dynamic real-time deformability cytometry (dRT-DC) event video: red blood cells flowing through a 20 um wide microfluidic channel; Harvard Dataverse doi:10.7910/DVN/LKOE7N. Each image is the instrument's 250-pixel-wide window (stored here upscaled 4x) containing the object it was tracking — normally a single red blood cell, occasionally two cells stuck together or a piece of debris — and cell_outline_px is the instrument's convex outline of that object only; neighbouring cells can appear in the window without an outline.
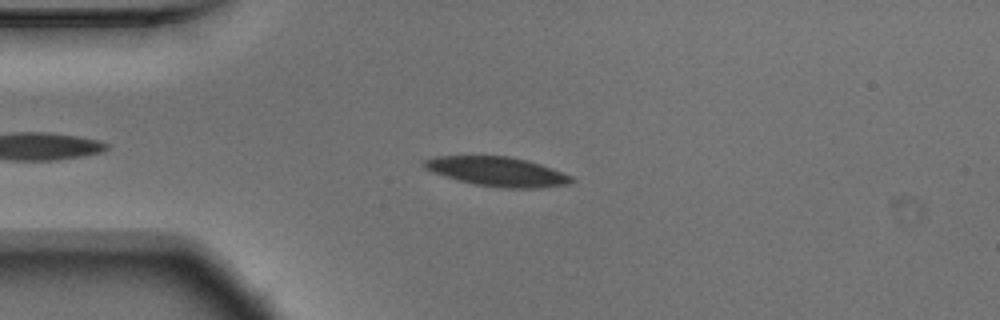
{"species": "Egyptian fruit bat (a non-hibernating species)", "species_latin": "Rousettus aegyptiacus", "temperature_condition": "warm", "stored_images_in_passage": 41, "camera_frame_rate_fps": 3000, "um_per_image_px": 0.085, "animal": {"sex": "male"}, "frame": {"image": 1, "passage_image": 7, "time_ms": 2.0, "image_size_px": [1000, 320], "cell_outline_px": [[576, 180], [568, 184], [540, 188], [500, 188], [476, 184], [444, 176], [432, 172], [424, 168], [420, 164], [420, 160], [432, 156], [508, 156], [528, 160], [552, 168], [572, 176]], "centroid_in_image_um": [42.23, 14.57], "position_along_channel_um": 42.8, "area_um2": 25.43}}
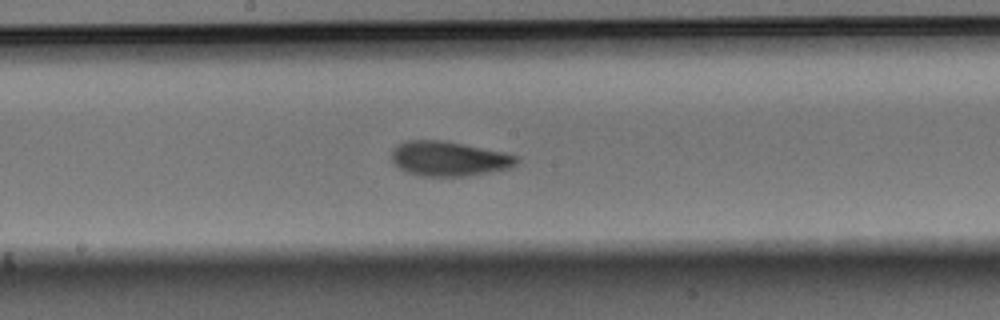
{"frame": {"image": 2, "passage_image": 22, "time_ms": 7.0, "image_size_px": [1000, 320], "cell_outline_px": [[520, 160], [512, 168], [464, 176], [420, 176], [408, 172], [400, 168], [392, 160], [392, 148], [396, 144], [408, 140], [444, 140], [504, 152], [520, 156]], "centroid_in_image_um": [38.18, 13.48], "position_along_channel_um": 210.0, "area_um2": 25.43}}
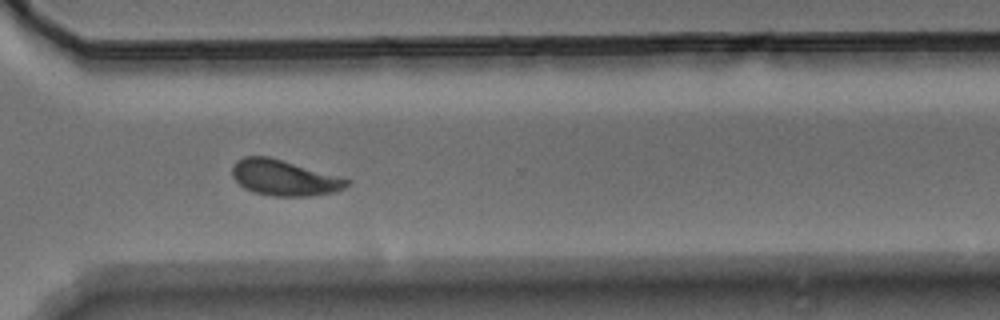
{"frame": {"image": 3, "passage_image": 33, "time_ms": 10.667, "image_size_px": [1000, 320], "cell_outline_px": [[352, 180], [344, 188], [336, 192], [312, 196], [272, 196], [252, 192], [244, 188], [232, 176], [232, 168], [236, 160], [244, 156], [268, 156]], "centroid_in_image_um": [24.14, 15.12], "position_along_channel_um": 346.5, "area_um2": 23.81}, "authors_computed_cell_mechanics": {"area_um2": 24.9118, "velocity_mm_per_s": 3.7274, "shape_relaxation_time_tau1_ms": 4.1356, "shape_relaxation_time_tau2_ms": 2.8887, "deformation_change_tau1": 0.1465, "deformation_change_tau2": 0.0871}}